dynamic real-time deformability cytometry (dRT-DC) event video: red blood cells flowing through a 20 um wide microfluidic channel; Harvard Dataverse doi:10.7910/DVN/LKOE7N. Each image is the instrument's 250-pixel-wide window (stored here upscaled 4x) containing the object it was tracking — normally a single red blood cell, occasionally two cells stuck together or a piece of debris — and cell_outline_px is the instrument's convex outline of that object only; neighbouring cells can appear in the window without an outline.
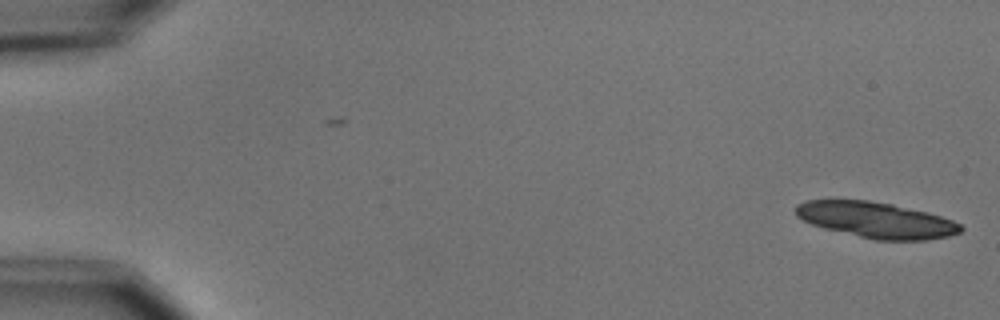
{"species": "common noctule bat (a hibernating species)", "species_latin": "Nyctalus noctula", "temperature_condition": "cold", "stored_images_in_passage": 2, "camera_frame_rate_fps": 3000, "um_per_image_px": 0.085, "animal": {"sex": "male", "body_mass_g": 15.6}, "frame": {"image": 1, "passage_image": 2, "time_ms": 2.0, "image_size_px": [1000, 320], "cell_outline_px": [[964, 228], [960, 232], [948, 236], [928, 240], [876, 240], [824, 228], [812, 224], [796, 216], [792, 208], [796, 204], [804, 200], [868, 200], [892, 204], [928, 212], [952, 220], [960, 224]], "centroid_in_image_um": [74.45, 18.69], "position_along_channel_um": 10.6, "area_um2": 34.51}}